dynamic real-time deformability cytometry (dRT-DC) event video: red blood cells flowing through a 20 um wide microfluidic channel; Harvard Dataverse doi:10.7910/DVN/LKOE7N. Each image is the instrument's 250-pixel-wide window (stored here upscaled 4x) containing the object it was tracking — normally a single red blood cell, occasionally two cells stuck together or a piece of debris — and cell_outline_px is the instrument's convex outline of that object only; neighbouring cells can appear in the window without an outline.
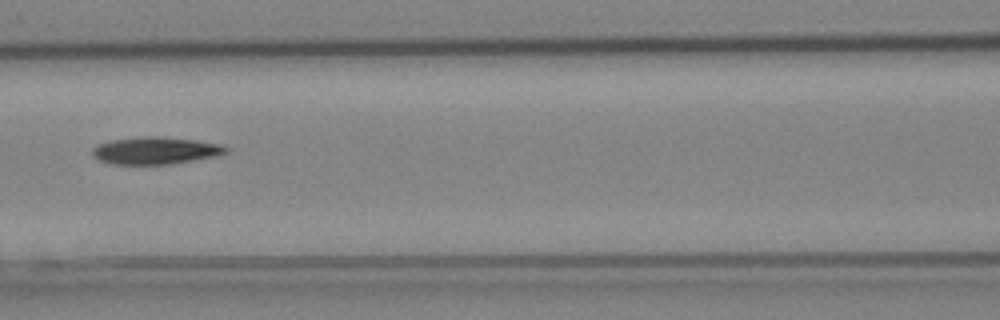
{"species": "Egyptian fruit bat (a non-hibernating species)", "species_latin": "Rousettus aegyptiacus", "temperature_condition": "cold", "stored_images_in_passage": 7, "camera_frame_rate_fps": 3000, "um_per_image_px": 0.085, "animal": {"sex": "female"}, "frame": {"image": 1, "passage_image": 7, "time_ms": 2.0, "image_size_px": [1000, 320], "cell_outline_px": [[228, 152], [216, 156], [196, 160], [172, 164], [112, 164], [100, 160], [92, 156], [92, 148], [96, 144], [108, 140], [148, 136], [160, 136], [196, 140], [220, 144], [228, 148]], "centroid_in_image_um": [13.2, 12.79], "position_along_channel_um": 153.4, "area_um2": 21.39}}